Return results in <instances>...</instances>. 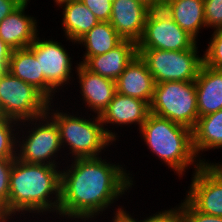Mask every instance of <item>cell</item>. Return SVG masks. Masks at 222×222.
<instances>
[{"instance_id":"28","label":"cell","mask_w":222,"mask_h":222,"mask_svg":"<svg viewBox=\"0 0 222 222\" xmlns=\"http://www.w3.org/2000/svg\"><path fill=\"white\" fill-rule=\"evenodd\" d=\"M206 27L222 29V0H204Z\"/></svg>"},{"instance_id":"12","label":"cell","mask_w":222,"mask_h":222,"mask_svg":"<svg viewBox=\"0 0 222 222\" xmlns=\"http://www.w3.org/2000/svg\"><path fill=\"white\" fill-rule=\"evenodd\" d=\"M150 10L138 0H112L109 22L124 40L137 43L142 37Z\"/></svg>"},{"instance_id":"11","label":"cell","mask_w":222,"mask_h":222,"mask_svg":"<svg viewBox=\"0 0 222 222\" xmlns=\"http://www.w3.org/2000/svg\"><path fill=\"white\" fill-rule=\"evenodd\" d=\"M193 174L186 199L198 211L222 217V176L206 163Z\"/></svg>"},{"instance_id":"2","label":"cell","mask_w":222,"mask_h":222,"mask_svg":"<svg viewBox=\"0 0 222 222\" xmlns=\"http://www.w3.org/2000/svg\"><path fill=\"white\" fill-rule=\"evenodd\" d=\"M60 198L61 171L57 166L28 164L14 159L9 179L8 217L25 211L57 213Z\"/></svg>"},{"instance_id":"30","label":"cell","mask_w":222,"mask_h":222,"mask_svg":"<svg viewBox=\"0 0 222 222\" xmlns=\"http://www.w3.org/2000/svg\"><path fill=\"white\" fill-rule=\"evenodd\" d=\"M138 222H181L180 206L175 209H169L165 211H160L157 214H153L149 218Z\"/></svg>"},{"instance_id":"25","label":"cell","mask_w":222,"mask_h":222,"mask_svg":"<svg viewBox=\"0 0 222 222\" xmlns=\"http://www.w3.org/2000/svg\"><path fill=\"white\" fill-rule=\"evenodd\" d=\"M15 158L0 159V216L8 217L9 179Z\"/></svg>"},{"instance_id":"27","label":"cell","mask_w":222,"mask_h":222,"mask_svg":"<svg viewBox=\"0 0 222 222\" xmlns=\"http://www.w3.org/2000/svg\"><path fill=\"white\" fill-rule=\"evenodd\" d=\"M181 222H222L221 216L198 211L186 198L180 204Z\"/></svg>"},{"instance_id":"35","label":"cell","mask_w":222,"mask_h":222,"mask_svg":"<svg viewBox=\"0 0 222 222\" xmlns=\"http://www.w3.org/2000/svg\"><path fill=\"white\" fill-rule=\"evenodd\" d=\"M216 172L222 176V163H208Z\"/></svg>"},{"instance_id":"37","label":"cell","mask_w":222,"mask_h":222,"mask_svg":"<svg viewBox=\"0 0 222 222\" xmlns=\"http://www.w3.org/2000/svg\"><path fill=\"white\" fill-rule=\"evenodd\" d=\"M11 217H1L0 216V222H7L8 219H10Z\"/></svg>"},{"instance_id":"18","label":"cell","mask_w":222,"mask_h":222,"mask_svg":"<svg viewBox=\"0 0 222 222\" xmlns=\"http://www.w3.org/2000/svg\"><path fill=\"white\" fill-rule=\"evenodd\" d=\"M195 87L199 117L222 109V70L203 64Z\"/></svg>"},{"instance_id":"9","label":"cell","mask_w":222,"mask_h":222,"mask_svg":"<svg viewBox=\"0 0 222 222\" xmlns=\"http://www.w3.org/2000/svg\"><path fill=\"white\" fill-rule=\"evenodd\" d=\"M58 41L40 40L39 37L28 47L39 62L40 73L46 79V98L51 102L56 89L71 80V57ZM54 93V94H53Z\"/></svg>"},{"instance_id":"32","label":"cell","mask_w":222,"mask_h":222,"mask_svg":"<svg viewBox=\"0 0 222 222\" xmlns=\"http://www.w3.org/2000/svg\"><path fill=\"white\" fill-rule=\"evenodd\" d=\"M12 49L0 38V66L7 70Z\"/></svg>"},{"instance_id":"5","label":"cell","mask_w":222,"mask_h":222,"mask_svg":"<svg viewBox=\"0 0 222 222\" xmlns=\"http://www.w3.org/2000/svg\"><path fill=\"white\" fill-rule=\"evenodd\" d=\"M50 101L35 87L4 70L0 74V113L17 122L37 124ZM35 121V123H33Z\"/></svg>"},{"instance_id":"13","label":"cell","mask_w":222,"mask_h":222,"mask_svg":"<svg viewBox=\"0 0 222 222\" xmlns=\"http://www.w3.org/2000/svg\"><path fill=\"white\" fill-rule=\"evenodd\" d=\"M137 55V43L123 40L107 53L89 57L82 65L94 74L116 81Z\"/></svg>"},{"instance_id":"3","label":"cell","mask_w":222,"mask_h":222,"mask_svg":"<svg viewBox=\"0 0 222 222\" xmlns=\"http://www.w3.org/2000/svg\"><path fill=\"white\" fill-rule=\"evenodd\" d=\"M139 131L148 149L181 177L189 165L194 164L196 170L208 164L205 159H196L192 130L184 125L150 113Z\"/></svg>"},{"instance_id":"24","label":"cell","mask_w":222,"mask_h":222,"mask_svg":"<svg viewBox=\"0 0 222 222\" xmlns=\"http://www.w3.org/2000/svg\"><path fill=\"white\" fill-rule=\"evenodd\" d=\"M19 122L0 116V159L16 158L17 138L18 133L14 134L13 126ZM13 128V129H12Z\"/></svg>"},{"instance_id":"38","label":"cell","mask_w":222,"mask_h":222,"mask_svg":"<svg viewBox=\"0 0 222 222\" xmlns=\"http://www.w3.org/2000/svg\"><path fill=\"white\" fill-rule=\"evenodd\" d=\"M21 4L29 2V0H18Z\"/></svg>"},{"instance_id":"34","label":"cell","mask_w":222,"mask_h":222,"mask_svg":"<svg viewBox=\"0 0 222 222\" xmlns=\"http://www.w3.org/2000/svg\"><path fill=\"white\" fill-rule=\"evenodd\" d=\"M144 5L148 6L151 10L158 9L162 7V0H138Z\"/></svg>"},{"instance_id":"33","label":"cell","mask_w":222,"mask_h":222,"mask_svg":"<svg viewBox=\"0 0 222 222\" xmlns=\"http://www.w3.org/2000/svg\"><path fill=\"white\" fill-rule=\"evenodd\" d=\"M127 211L123 209V207L118 209L116 208V214L112 219V222H138L135 218H132L129 213H126Z\"/></svg>"},{"instance_id":"17","label":"cell","mask_w":222,"mask_h":222,"mask_svg":"<svg viewBox=\"0 0 222 222\" xmlns=\"http://www.w3.org/2000/svg\"><path fill=\"white\" fill-rule=\"evenodd\" d=\"M149 114L150 104L148 102L116 93L107 108L101 113L100 119L103 126H107V124L122 126L133 123L136 125L137 123L140 129Z\"/></svg>"},{"instance_id":"14","label":"cell","mask_w":222,"mask_h":222,"mask_svg":"<svg viewBox=\"0 0 222 222\" xmlns=\"http://www.w3.org/2000/svg\"><path fill=\"white\" fill-rule=\"evenodd\" d=\"M77 65L76 71L79 84H81L82 99L90 110L100 116L117 93L116 81L94 74L82 64Z\"/></svg>"},{"instance_id":"22","label":"cell","mask_w":222,"mask_h":222,"mask_svg":"<svg viewBox=\"0 0 222 222\" xmlns=\"http://www.w3.org/2000/svg\"><path fill=\"white\" fill-rule=\"evenodd\" d=\"M192 137L197 157L200 151L222 148V109L199 117L192 129Z\"/></svg>"},{"instance_id":"7","label":"cell","mask_w":222,"mask_h":222,"mask_svg":"<svg viewBox=\"0 0 222 222\" xmlns=\"http://www.w3.org/2000/svg\"><path fill=\"white\" fill-rule=\"evenodd\" d=\"M197 43L182 51L160 49H137L138 55L146 63L155 84L165 81H195L204 64L199 57Z\"/></svg>"},{"instance_id":"4","label":"cell","mask_w":222,"mask_h":222,"mask_svg":"<svg viewBox=\"0 0 222 222\" xmlns=\"http://www.w3.org/2000/svg\"><path fill=\"white\" fill-rule=\"evenodd\" d=\"M51 102L46 114H52L51 119L56 123L61 146L69 145L73 159L99 157L100 152L117 138L116 134L105 128L100 116L84 119L56 110L51 112Z\"/></svg>"},{"instance_id":"31","label":"cell","mask_w":222,"mask_h":222,"mask_svg":"<svg viewBox=\"0 0 222 222\" xmlns=\"http://www.w3.org/2000/svg\"><path fill=\"white\" fill-rule=\"evenodd\" d=\"M20 5L18 0H0V22Z\"/></svg>"},{"instance_id":"15","label":"cell","mask_w":222,"mask_h":222,"mask_svg":"<svg viewBox=\"0 0 222 222\" xmlns=\"http://www.w3.org/2000/svg\"><path fill=\"white\" fill-rule=\"evenodd\" d=\"M27 5L21 4L0 22V38L12 50L28 48L38 36L35 18L24 13Z\"/></svg>"},{"instance_id":"6","label":"cell","mask_w":222,"mask_h":222,"mask_svg":"<svg viewBox=\"0 0 222 222\" xmlns=\"http://www.w3.org/2000/svg\"><path fill=\"white\" fill-rule=\"evenodd\" d=\"M150 113L192 130L199 118L195 81L155 84Z\"/></svg>"},{"instance_id":"36","label":"cell","mask_w":222,"mask_h":222,"mask_svg":"<svg viewBox=\"0 0 222 222\" xmlns=\"http://www.w3.org/2000/svg\"><path fill=\"white\" fill-rule=\"evenodd\" d=\"M56 2V4L58 6L62 5L63 3H66V2H70V1H73V0H54Z\"/></svg>"},{"instance_id":"1","label":"cell","mask_w":222,"mask_h":222,"mask_svg":"<svg viewBox=\"0 0 222 222\" xmlns=\"http://www.w3.org/2000/svg\"><path fill=\"white\" fill-rule=\"evenodd\" d=\"M105 160L101 156L78 158L74 159L70 168L68 166L67 170L61 171V198L57 214L85 222L106 210L132 187L130 173L119 164L113 165Z\"/></svg>"},{"instance_id":"19","label":"cell","mask_w":222,"mask_h":222,"mask_svg":"<svg viewBox=\"0 0 222 222\" xmlns=\"http://www.w3.org/2000/svg\"><path fill=\"white\" fill-rule=\"evenodd\" d=\"M162 8L195 40L199 30L206 27L204 0H162Z\"/></svg>"},{"instance_id":"26","label":"cell","mask_w":222,"mask_h":222,"mask_svg":"<svg viewBox=\"0 0 222 222\" xmlns=\"http://www.w3.org/2000/svg\"><path fill=\"white\" fill-rule=\"evenodd\" d=\"M203 59L206 66L222 70V29L214 30Z\"/></svg>"},{"instance_id":"23","label":"cell","mask_w":222,"mask_h":222,"mask_svg":"<svg viewBox=\"0 0 222 222\" xmlns=\"http://www.w3.org/2000/svg\"><path fill=\"white\" fill-rule=\"evenodd\" d=\"M124 39L116 32L110 22L99 21L90 31L84 34L77 43L86 47L83 64L89 57L105 54L118 46Z\"/></svg>"},{"instance_id":"39","label":"cell","mask_w":222,"mask_h":222,"mask_svg":"<svg viewBox=\"0 0 222 222\" xmlns=\"http://www.w3.org/2000/svg\"><path fill=\"white\" fill-rule=\"evenodd\" d=\"M4 71V69L0 66V74Z\"/></svg>"},{"instance_id":"10","label":"cell","mask_w":222,"mask_h":222,"mask_svg":"<svg viewBox=\"0 0 222 222\" xmlns=\"http://www.w3.org/2000/svg\"><path fill=\"white\" fill-rule=\"evenodd\" d=\"M38 120L40 125H34L35 128L27 131L29 135H25L26 138H24L25 140L22 139V143L17 140L19 144H17L16 158L28 164L57 166L53 159L56 158L55 154L62 148L58 127L49 114L38 117ZM42 121L46 123L43 122V124ZM18 147H20V151Z\"/></svg>"},{"instance_id":"29","label":"cell","mask_w":222,"mask_h":222,"mask_svg":"<svg viewBox=\"0 0 222 222\" xmlns=\"http://www.w3.org/2000/svg\"><path fill=\"white\" fill-rule=\"evenodd\" d=\"M95 17L102 22H109L112 11V0H80Z\"/></svg>"},{"instance_id":"16","label":"cell","mask_w":222,"mask_h":222,"mask_svg":"<svg viewBox=\"0 0 222 222\" xmlns=\"http://www.w3.org/2000/svg\"><path fill=\"white\" fill-rule=\"evenodd\" d=\"M155 82L146 63L139 55L130 62L116 80L117 93L137 98L151 104Z\"/></svg>"},{"instance_id":"8","label":"cell","mask_w":222,"mask_h":222,"mask_svg":"<svg viewBox=\"0 0 222 222\" xmlns=\"http://www.w3.org/2000/svg\"><path fill=\"white\" fill-rule=\"evenodd\" d=\"M197 40L184 31L161 7L150 10L137 49L182 51L191 49Z\"/></svg>"},{"instance_id":"21","label":"cell","mask_w":222,"mask_h":222,"mask_svg":"<svg viewBox=\"0 0 222 222\" xmlns=\"http://www.w3.org/2000/svg\"><path fill=\"white\" fill-rule=\"evenodd\" d=\"M7 71L35 87L46 97V79L40 73L35 54L29 48L12 50Z\"/></svg>"},{"instance_id":"20","label":"cell","mask_w":222,"mask_h":222,"mask_svg":"<svg viewBox=\"0 0 222 222\" xmlns=\"http://www.w3.org/2000/svg\"><path fill=\"white\" fill-rule=\"evenodd\" d=\"M61 6L63 7L64 35L74 44L99 22L92 11L80 0L66 2Z\"/></svg>"}]
</instances>
